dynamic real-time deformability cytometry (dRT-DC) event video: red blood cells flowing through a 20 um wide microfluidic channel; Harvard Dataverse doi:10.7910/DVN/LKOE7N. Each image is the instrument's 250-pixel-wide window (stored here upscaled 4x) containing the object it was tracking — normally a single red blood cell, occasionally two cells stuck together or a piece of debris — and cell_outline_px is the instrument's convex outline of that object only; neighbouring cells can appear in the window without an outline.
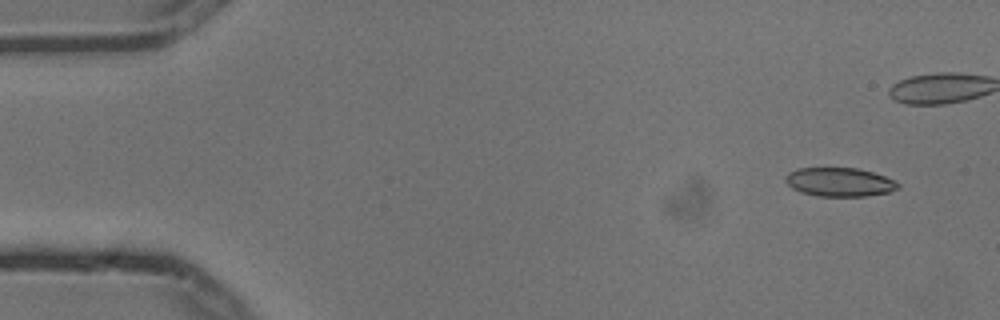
{"species": "common noctule bat (a hibernating species)", "species_latin": "Nyctalus noctula", "temperature_condition": "cold", "stored_images_in_passage": 7, "camera_frame_rate_fps": 3000, "um_per_image_px": 0.085, "animal": {"sex": "male", "body_mass_g": 13.3}, "frame": {"image": 1, "passage_image": 2, "time_ms": 0.333, "image_size_px": [1000, 320], "cell_outline_px": [[900, 188], [888, 192], [868, 196], [816, 196], [800, 192], [792, 188], [784, 180], [784, 176], [788, 172], [800, 168], [856, 168], [872, 172], [884, 176], [900, 184]], "centroid_in_image_um": [71.33, 15.48], "position_along_channel_um": 13.7, "area_um2": 18.9}}
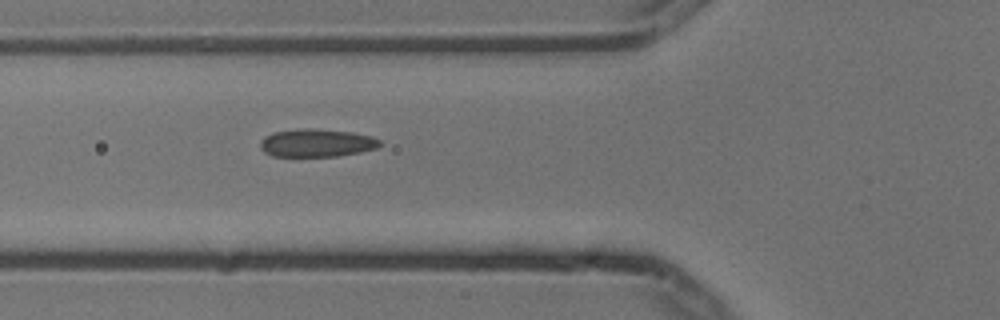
{"frame": {"image": 2, "passage_image": 7, "time_ms": 2.0, "image_size_px": [1000, 320], "cell_outline_px": [[380, 144], [376, 148], [360, 152], [336, 156], [272, 156], [264, 152], [260, 148], [260, 140], [264, 136], [272, 132], [308, 128], [312, 128], [352, 132], [372, 136], [380, 140]], "centroid_in_image_um": [26.88, 12.14], "position_along_channel_um": 98.9, "area_um2": 19.48}}